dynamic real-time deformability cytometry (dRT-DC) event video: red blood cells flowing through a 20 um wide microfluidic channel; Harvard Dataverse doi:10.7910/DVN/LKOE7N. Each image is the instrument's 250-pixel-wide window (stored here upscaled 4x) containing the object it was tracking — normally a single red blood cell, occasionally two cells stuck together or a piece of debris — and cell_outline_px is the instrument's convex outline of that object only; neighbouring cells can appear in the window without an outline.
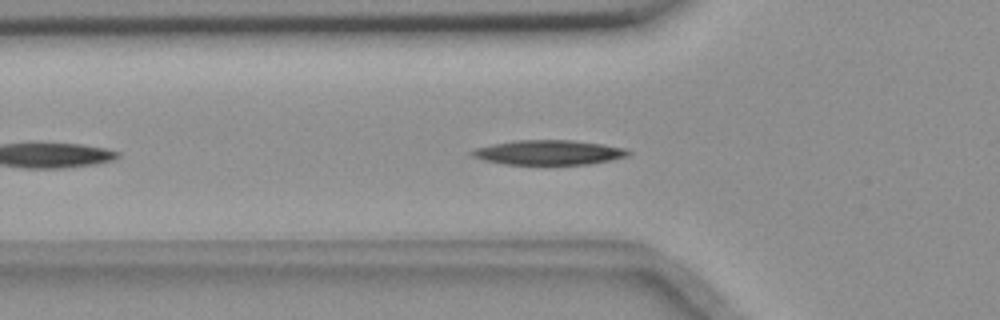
{"species": "common noctule bat (a hibernating species)", "species_latin": "Nyctalus noctula", "temperature_condition": "room temperature", "stored_images_in_passage": 23, "camera_frame_rate_fps": 3000, "um_per_image_px": 0.085, "animal": {"sex": "female", "body_mass_g": 18.4}, "frame": {"image": 1, "passage_image": 7, "time_ms": 2.0, "image_size_px": [1000, 320], "cell_outline_px": [[632, 152], [628, 156], [612, 160], [588, 164], [504, 164], [484, 160], [472, 156], [468, 152], [476, 148], [492, 144], [512, 140], [572, 140], [604, 144], [624, 148]], "centroid_in_image_um": [46.64, 12.95], "position_along_channel_um": 79.2, "area_um2": 22.54}}
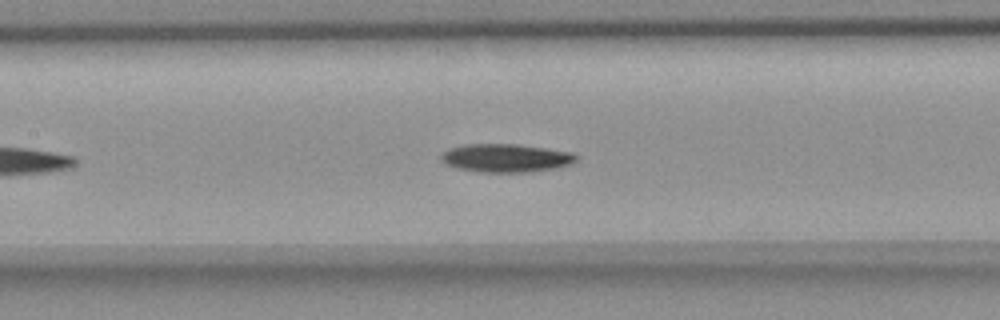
{"frame": {"image": 2, "passage_image": 14, "time_ms": 4.333, "image_size_px": [1000, 320], "cell_outline_px": [[580, 160], [572, 164], [560, 168], [532, 172], [480, 172], [456, 168], [444, 164], [440, 160], [440, 156], [448, 148], [464, 144], [516, 144], [576, 152], [580, 156]], "centroid_in_image_um": [43.08, 13.43], "position_along_channel_um": 164.3, "area_um2": 22.95}}
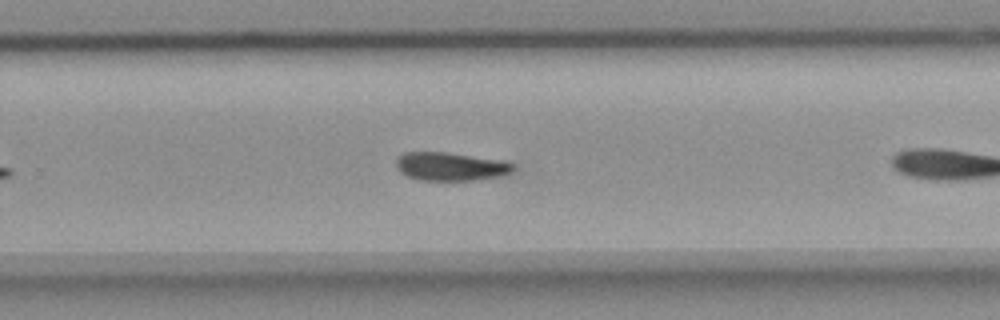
{"frame": {"image": 3, "passage_image": 21, "time_ms": 6.667, "image_size_px": [1000, 320], "cell_outline_px": [[516, 168], [512, 172], [504, 176], [476, 180], [420, 180], [408, 176], [400, 172], [396, 164], [396, 160], [404, 152], [444, 152], [500, 160], [516, 164]], "centroid_in_image_um": [38.35, 14.16], "position_along_channel_um": 291.4, "area_um2": 19.36}}